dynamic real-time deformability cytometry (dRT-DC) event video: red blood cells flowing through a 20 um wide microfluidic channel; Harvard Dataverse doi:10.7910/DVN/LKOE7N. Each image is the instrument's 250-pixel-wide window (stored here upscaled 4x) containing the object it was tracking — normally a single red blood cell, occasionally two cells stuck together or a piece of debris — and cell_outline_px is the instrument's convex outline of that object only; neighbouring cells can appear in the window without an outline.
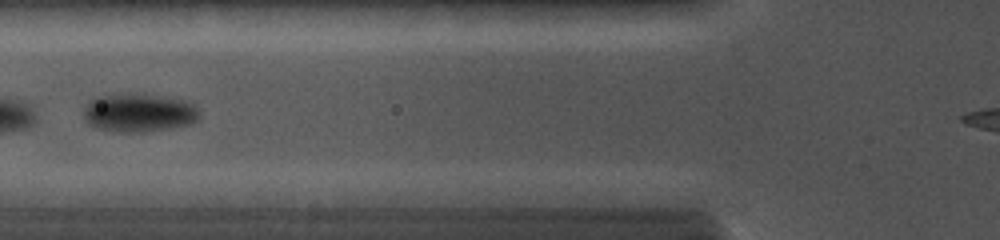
{"species": "common noctule bat (a hibernating species)", "species_latin": "Nyctalus noctula", "temperature_condition": "cold", "stored_images_in_passage": 7, "camera_frame_rate_fps": 5000, "um_per_image_px": 0.085, "animal": {"sex": "female", "body_mass_g": 19.0, "forearm_length_mm": 56.7}, "frame": {"image": 1, "passage_image": 4, "time_ms": 1.6, "image_size_px": [1000, 240], "cell_outline_px": [[200, 116], [192, 124], [172, 128], [144, 132], [124, 132], [96, 128], [88, 124], [84, 120], [84, 108], [88, 100], [92, 96], [124, 92], [136, 92], [184, 100], [192, 104], [200, 112]], "centroid_in_image_um": [11.75, 9.55], "position_along_channel_um": 114.0, "area_um2": 26.65}}
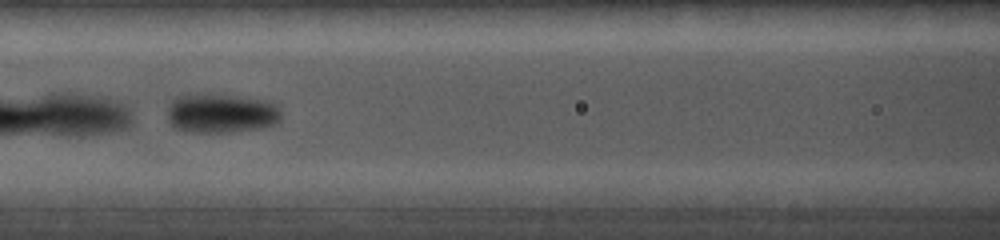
{"frame": {"image": 2, "passage_image": 6, "time_ms": 2.4, "image_size_px": [1000, 240], "cell_outline_px": [[280, 120], [276, 124], [260, 128], [228, 132], [196, 132], [176, 128], [168, 120], [168, 108], [172, 100], [176, 96], [188, 92], [224, 92], [268, 100], [280, 108]], "centroid_in_image_um": [18.8, 9.55], "position_along_channel_um": 147.8, "area_um2": 27.17}}